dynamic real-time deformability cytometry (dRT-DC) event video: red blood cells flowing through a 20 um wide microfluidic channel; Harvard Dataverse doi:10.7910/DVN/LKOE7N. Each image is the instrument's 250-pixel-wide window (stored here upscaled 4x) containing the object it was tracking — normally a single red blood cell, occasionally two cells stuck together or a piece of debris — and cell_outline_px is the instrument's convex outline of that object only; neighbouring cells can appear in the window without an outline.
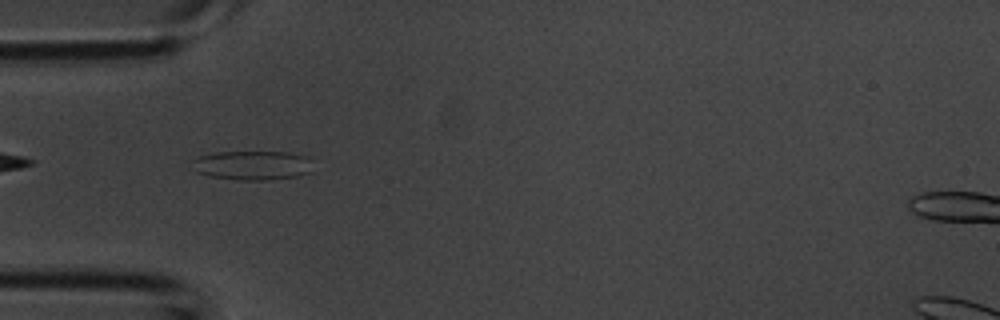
{"species": "common noctule bat (a hibernating species)", "species_latin": "Nyctalus noctula", "temperature_condition": "room temperature", "stored_images_in_passage": 40, "camera_frame_rate_fps": 3000, "um_per_image_px": 0.085, "animal": {"sex": "male", "body_mass_g": 20.1, "forearm_length_mm": 53.5}, "frame": {"image": 1, "passage_image": 10, "time_ms": 3.0, "image_size_px": [1000, 320], "cell_outline_px": [[312, 172], [296, 176], [268, 180], [236, 180], [208, 176], [196, 172], [192, 160], [196, 156], [216, 152], [288, 152], [308, 156], [312, 160]], "centroid_in_image_um": [21.47, 14.05], "position_along_channel_um": 63.5, "area_um2": 20.92}}
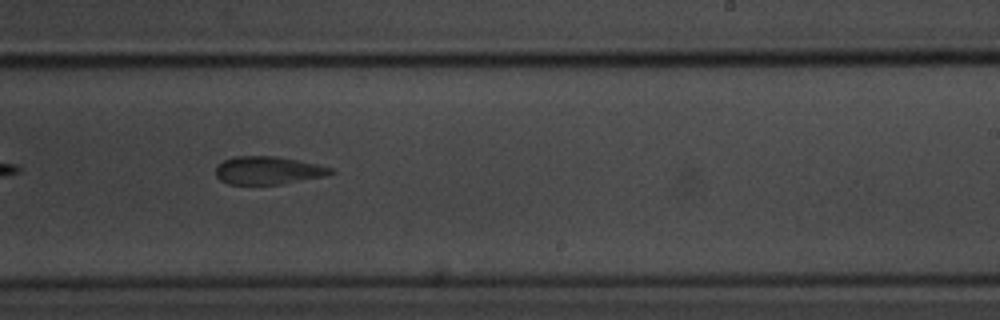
{"frame": {"image": 2, "passage_image": 23, "time_ms": 7.333, "image_size_px": [1000, 320], "cell_outline_px": [[336, 172], [328, 176], [284, 184], [228, 184], [220, 180], [216, 176], [216, 164], [224, 160], [236, 156], [276, 156], [316, 164], [332, 168]], "centroid_in_image_um": [22.8, 14.49], "position_along_channel_um": 266.2, "area_um2": 18.9}}
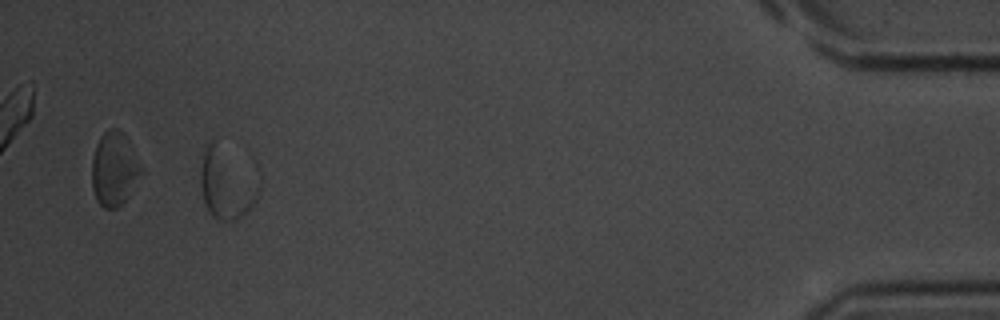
{"frame": {"image": 3, "passage_image": 37, "time_ms": 12.0, "image_size_px": [1000, 320], "cell_outline_px": [[260, 188], [256, 200], [236, 220], [220, 220], [212, 216], [208, 212], [204, 200], [200, 184], [200, 168], [204, 152], [208, 144], [212, 140], [216, 140]], "centroid_in_image_um": [19.15, 15.67], "position_along_channel_um": 416.0, "area_um2": 22.48}}